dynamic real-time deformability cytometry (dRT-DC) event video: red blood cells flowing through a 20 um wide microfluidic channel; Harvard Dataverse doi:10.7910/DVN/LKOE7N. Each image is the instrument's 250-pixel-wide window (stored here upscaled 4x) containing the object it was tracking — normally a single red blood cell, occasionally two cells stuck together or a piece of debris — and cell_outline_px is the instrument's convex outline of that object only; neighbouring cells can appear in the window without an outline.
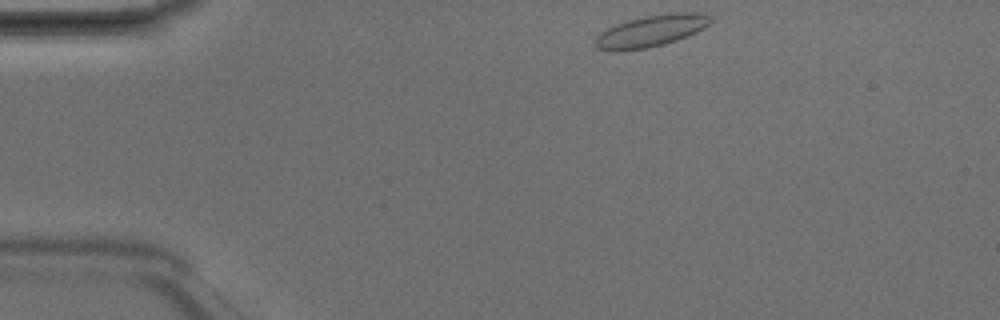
{"species": "Egyptian fruit bat (a non-hibernating species)", "species_latin": "Rousettus aegyptiacus", "temperature_condition": "room temperature", "stored_images_in_passage": 41, "camera_frame_rate_fps": 3000, "um_per_image_px": 0.085, "animal": {"sex": "male"}, "frame": {"image": 1, "passage_image": 1, "time_ms": 0.0, "image_size_px": [1000, 320], "cell_outline_px": [[712, 20], [704, 28], [696, 32], [676, 40], [664, 44], [644, 48], [616, 52], [596, 48], [596, 36], [600, 32], [616, 24], [628, 20], [644, 16], [672, 12], [696, 12], [712, 16]], "centroid_in_image_um": [55.34, 2.62], "position_along_channel_um": 29.7, "area_um2": 21.21}}
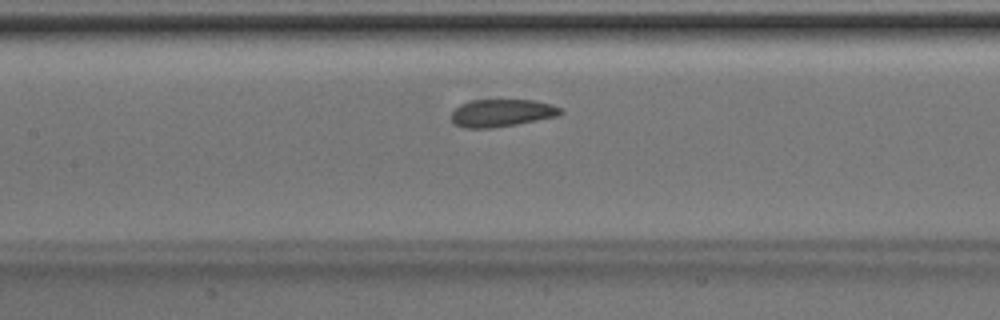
{"frame": {"image": 2, "passage_image": 15, "time_ms": 4.667, "image_size_px": [1000, 320], "cell_outline_px": [[564, 112], [560, 116], [516, 124], [492, 128], [464, 128], [456, 124], [452, 120], [452, 108], [468, 100], [532, 100], [552, 104], [564, 108]], "centroid_in_image_um": [42.67, 9.59], "position_along_channel_um": 164.7, "area_um2": 17.8}}
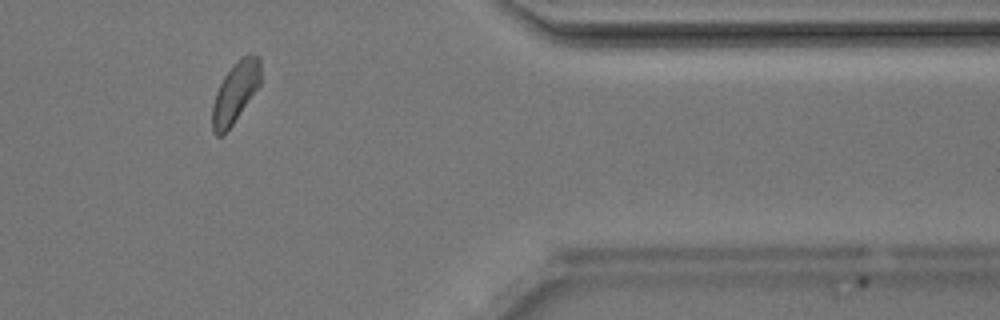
{"frame": {"image": 3, "passage_image": 33, "time_ms": 10.667, "image_size_px": [1000, 320], "cell_outline_px": [[260, 84], [224, 136], [216, 136], [212, 132], [212, 104], [216, 92], [224, 76], [236, 60], [240, 56], [248, 52], [260, 56]], "centroid_in_image_um": [19.99, 7.83], "position_along_channel_um": 391.4, "area_um2": 17.28}, "authors_computed_cell_mechanics": {"area_um2": 17.8602, "velocity_mm_per_s": 4.1388, "shape_relaxation_time_tau1_ms": 4.9831, "shape_relaxation_time_tau2_ms": 1.906, "deformation_change_tau1": 0.1217, "deformation_change_tau2": 0.0666}}